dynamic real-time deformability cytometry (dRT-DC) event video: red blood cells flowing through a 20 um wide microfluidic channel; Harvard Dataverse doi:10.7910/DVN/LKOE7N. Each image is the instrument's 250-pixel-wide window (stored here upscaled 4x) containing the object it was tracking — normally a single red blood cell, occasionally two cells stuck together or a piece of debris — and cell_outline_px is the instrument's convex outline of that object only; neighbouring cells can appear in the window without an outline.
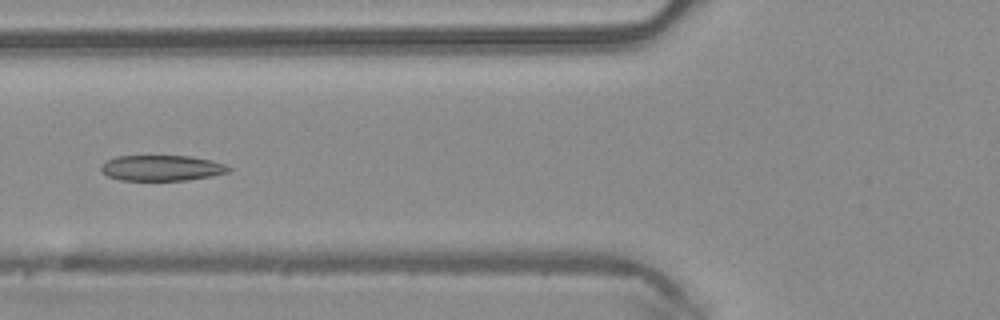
{"species": "common noctule bat (a hibernating species)", "species_latin": "Nyctalus noctula", "temperature_condition": "warm", "stored_images_in_passage": 4, "camera_frame_rate_fps": 3000, "um_per_image_px": 0.085, "animal": {"sex": "male", "body_mass_g": 20.4}, "frame": {"image": 1, "passage_image": 4, "time_ms": 1.0, "image_size_px": [1000, 320], "cell_outline_px": [[232, 168], [228, 172], [212, 176], [188, 180], [120, 180], [108, 176], [100, 172], [100, 168], [108, 160], [116, 156], [192, 156], [212, 160], [228, 164]], "centroid_in_image_um": [13.79, 14.28], "position_along_channel_um": 112.0, "area_um2": 19.19}}